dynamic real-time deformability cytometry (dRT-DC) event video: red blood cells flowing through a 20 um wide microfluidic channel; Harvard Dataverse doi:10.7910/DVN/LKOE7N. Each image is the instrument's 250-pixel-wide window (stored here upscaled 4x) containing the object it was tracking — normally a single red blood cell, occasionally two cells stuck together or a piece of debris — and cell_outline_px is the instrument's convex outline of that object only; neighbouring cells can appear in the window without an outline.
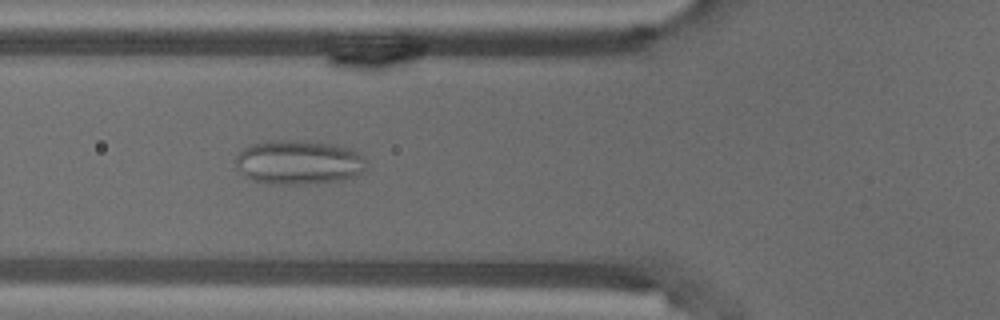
{"species": "common noctule bat (a hibernating species)", "species_latin": "Nyctalus noctula", "temperature_condition": "warm", "stored_images_in_passage": 47, "camera_frame_rate_fps": 3000, "um_per_image_px": 0.085, "animal": {"sex": "male", "body_mass_g": 18.8}, "frame": {"image": 1, "passage_image": 12, "time_ms": 3.667, "image_size_px": [1000, 320], "cell_outline_px": [[368, 168], [364, 172], [356, 176], [340, 180], [296, 184], [268, 184], [252, 180], [244, 176], [236, 164], [236, 156], [244, 148], [252, 144], [280, 140], [300, 140], [336, 144], [356, 148], [368, 160]], "centroid_in_image_um": [25.49, 13.78], "position_along_channel_um": 100.3, "area_um2": 34.22}}
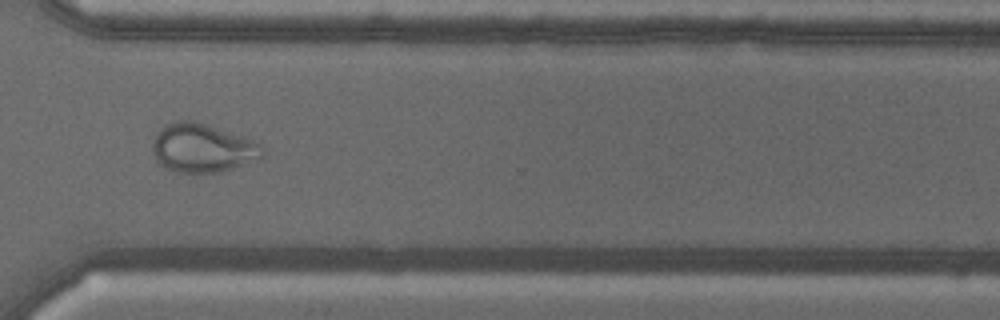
{"frame": {"image": 2, "passage_image": 33, "time_ms": 10.667, "image_size_px": [1000, 320], "cell_outline_px": [[264, 156], [220, 172], [180, 172], [156, 164], [152, 156], [152, 144], [160, 128], [176, 120], [192, 120], [244, 136], [260, 144], [264, 148]], "centroid_in_image_um": [17.17, 12.57], "position_along_channel_um": 353.4, "area_um2": 31.04}}
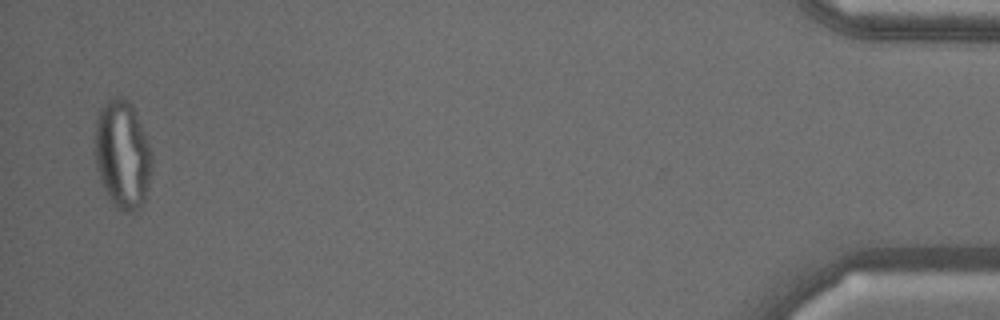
{"frame": {"image": 3, "passage_image": 46, "time_ms": 15.0, "image_size_px": [1000, 320], "cell_outline_px": [[152, 168], [144, 200], [140, 208], [132, 212], [124, 212], [116, 208], [108, 196], [100, 180], [96, 168], [96, 116], [100, 108], [112, 96], [120, 96], [128, 100], [140, 124], [148, 144], [152, 156]], "centroid_in_image_um": [10.4, 13.16], "position_along_channel_um": 424.8, "area_um2": 35.55}}